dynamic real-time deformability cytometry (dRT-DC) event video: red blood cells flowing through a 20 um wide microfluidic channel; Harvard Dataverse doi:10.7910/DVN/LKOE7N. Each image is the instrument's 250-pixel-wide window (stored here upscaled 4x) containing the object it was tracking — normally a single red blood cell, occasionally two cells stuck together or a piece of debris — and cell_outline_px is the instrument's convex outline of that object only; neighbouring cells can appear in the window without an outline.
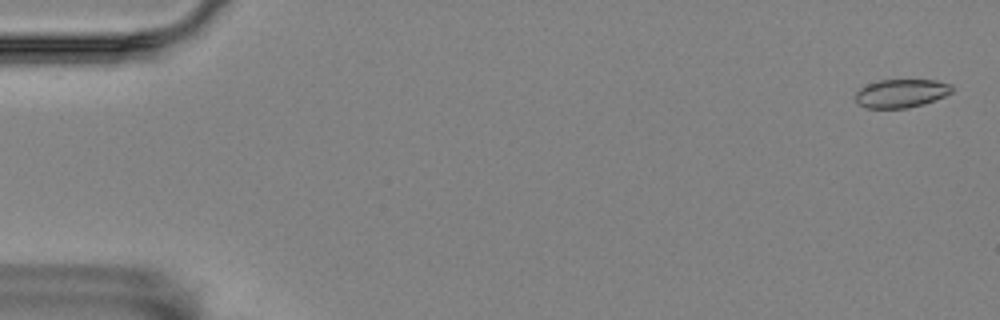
{"species": "Egyptian fruit bat (a non-hibernating species)", "species_latin": "Rousettus aegyptiacus", "temperature_condition": "room temperature", "stored_images_in_passage": 58, "camera_frame_rate_fps": 3000, "um_per_image_px": 0.085, "animal": {"sex": "female"}, "frame": {"image": 1, "passage_image": 2, "time_ms": 0.333, "image_size_px": [1000, 320], "cell_outline_px": [[952, 92], [944, 96], [924, 104], [908, 108], [868, 108], [860, 104], [856, 100], [856, 92], [860, 88], [868, 84], [880, 80], [936, 80], [952, 84]], "centroid_in_image_um": [76.63, 7.93], "position_along_channel_um": 8.4, "area_um2": 15.9}}
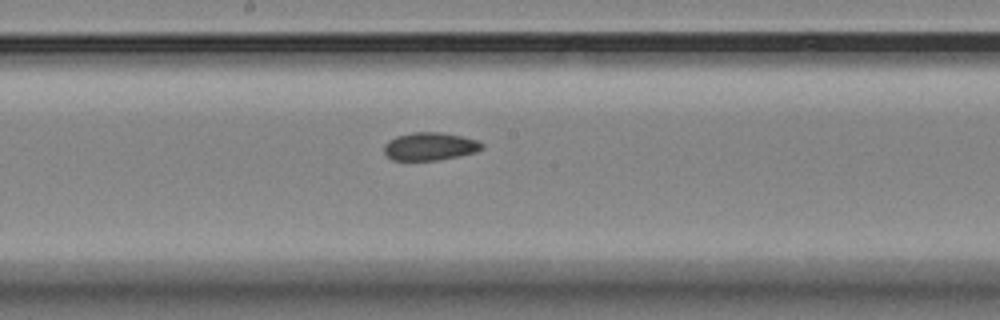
{"frame": {"image": 2, "passage_image": 31, "time_ms": 10.0, "image_size_px": [1000, 320], "cell_outline_px": [[484, 148], [476, 152], [460, 156], [436, 160], [392, 160], [384, 152], [384, 144], [388, 140], [396, 136], [412, 132], [440, 132], [480, 140], [484, 144]], "centroid_in_image_um": [36.56, 12.44], "position_along_channel_um": 211.6, "area_um2": 16.07}}
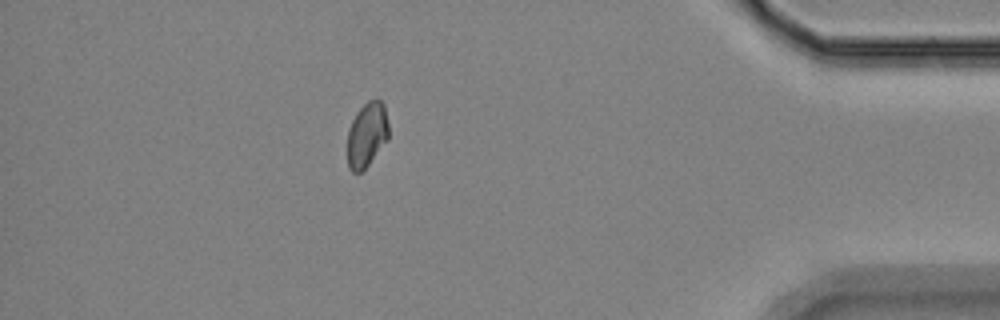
{"frame": {"image": 3, "passage_image": 51, "time_ms": 16.667, "image_size_px": [1000, 320], "cell_outline_px": [[388, 140], [368, 164], [360, 172], [352, 172], [348, 168], [348, 128], [356, 112], [368, 100], [376, 96], [384, 104], [388, 124]], "centroid_in_image_um": [31.19, 11.41], "position_along_channel_um": 404.0, "area_um2": 15.66}, "authors_computed_cell_mechanics": {"area_um2": 16.2996, "velocity_mm_per_s": 3.511, "shape_relaxation_time_tau1_ms": null, "shape_relaxation_time_tau2_ms": 3.3045, "deformation_change_tau1": null, "deformation_change_tau2": 0.0691}}